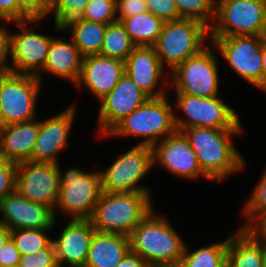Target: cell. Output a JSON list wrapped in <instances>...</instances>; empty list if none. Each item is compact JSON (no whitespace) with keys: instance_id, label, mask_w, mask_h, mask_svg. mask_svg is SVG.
Returning <instances> with one entry per match:
<instances>
[{"instance_id":"6da1fadb","label":"cell","mask_w":266,"mask_h":267,"mask_svg":"<svg viewBox=\"0 0 266 267\" xmlns=\"http://www.w3.org/2000/svg\"><path fill=\"white\" fill-rule=\"evenodd\" d=\"M243 129L190 127L181 132L195 152L200 168L210 181H221L244 168L242 155L232 145Z\"/></svg>"},{"instance_id":"7a4b0ae2","label":"cell","mask_w":266,"mask_h":267,"mask_svg":"<svg viewBox=\"0 0 266 267\" xmlns=\"http://www.w3.org/2000/svg\"><path fill=\"white\" fill-rule=\"evenodd\" d=\"M152 210L129 235L130 249L149 267H178L185 243L165 219Z\"/></svg>"},{"instance_id":"3957f363","label":"cell","mask_w":266,"mask_h":267,"mask_svg":"<svg viewBox=\"0 0 266 267\" xmlns=\"http://www.w3.org/2000/svg\"><path fill=\"white\" fill-rule=\"evenodd\" d=\"M152 206L150 192H102L89 220L96 231L129 236Z\"/></svg>"},{"instance_id":"277c9868","label":"cell","mask_w":266,"mask_h":267,"mask_svg":"<svg viewBox=\"0 0 266 267\" xmlns=\"http://www.w3.org/2000/svg\"><path fill=\"white\" fill-rule=\"evenodd\" d=\"M166 98V95L148 98L140 107L119 121L106 137L107 135L144 137L139 145L153 147L175 133L177 131L175 112Z\"/></svg>"},{"instance_id":"5b68a950","label":"cell","mask_w":266,"mask_h":267,"mask_svg":"<svg viewBox=\"0 0 266 267\" xmlns=\"http://www.w3.org/2000/svg\"><path fill=\"white\" fill-rule=\"evenodd\" d=\"M210 37L266 36V0H218Z\"/></svg>"},{"instance_id":"8992f818","label":"cell","mask_w":266,"mask_h":267,"mask_svg":"<svg viewBox=\"0 0 266 267\" xmlns=\"http://www.w3.org/2000/svg\"><path fill=\"white\" fill-rule=\"evenodd\" d=\"M207 36L209 28L196 20L166 21L154 47L162 65L166 63L172 71L206 48Z\"/></svg>"},{"instance_id":"52a82bcc","label":"cell","mask_w":266,"mask_h":267,"mask_svg":"<svg viewBox=\"0 0 266 267\" xmlns=\"http://www.w3.org/2000/svg\"><path fill=\"white\" fill-rule=\"evenodd\" d=\"M59 168L60 190L55 207L72 219L89 220L102 194L101 174L87 173L79 168H70L61 174Z\"/></svg>"},{"instance_id":"ba28073f","label":"cell","mask_w":266,"mask_h":267,"mask_svg":"<svg viewBox=\"0 0 266 267\" xmlns=\"http://www.w3.org/2000/svg\"><path fill=\"white\" fill-rule=\"evenodd\" d=\"M41 82L36 75L7 72L0 76V126L36 118Z\"/></svg>"},{"instance_id":"9c48e42d","label":"cell","mask_w":266,"mask_h":267,"mask_svg":"<svg viewBox=\"0 0 266 267\" xmlns=\"http://www.w3.org/2000/svg\"><path fill=\"white\" fill-rule=\"evenodd\" d=\"M187 117L183 120L175 115L177 131L190 127L216 129H242L238 114L219 96L199 97L189 94H176L174 102Z\"/></svg>"},{"instance_id":"30bf717a","label":"cell","mask_w":266,"mask_h":267,"mask_svg":"<svg viewBox=\"0 0 266 267\" xmlns=\"http://www.w3.org/2000/svg\"><path fill=\"white\" fill-rule=\"evenodd\" d=\"M217 58L207 45L200 53L189 57L171 71L172 81L167 85L175 87L177 94L199 97L219 96V71Z\"/></svg>"},{"instance_id":"8fae6325","label":"cell","mask_w":266,"mask_h":267,"mask_svg":"<svg viewBox=\"0 0 266 267\" xmlns=\"http://www.w3.org/2000/svg\"><path fill=\"white\" fill-rule=\"evenodd\" d=\"M153 166L152 147L137 144L117 158L106 171L100 172L102 191L150 192L137 184Z\"/></svg>"},{"instance_id":"7c38bea8","label":"cell","mask_w":266,"mask_h":267,"mask_svg":"<svg viewBox=\"0 0 266 267\" xmlns=\"http://www.w3.org/2000/svg\"><path fill=\"white\" fill-rule=\"evenodd\" d=\"M226 62L251 85L262 89V42L266 36L210 38Z\"/></svg>"},{"instance_id":"4fadbf2b","label":"cell","mask_w":266,"mask_h":267,"mask_svg":"<svg viewBox=\"0 0 266 267\" xmlns=\"http://www.w3.org/2000/svg\"><path fill=\"white\" fill-rule=\"evenodd\" d=\"M44 18H30L16 22L18 33L11 34V61L9 72L15 74L36 75L41 81L40 72L47 58L49 46L54 37L32 31L27 25L41 21ZM30 23V24H29ZM23 27V28H22ZM22 28V29H21ZM41 70H40V69Z\"/></svg>"},{"instance_id":"5bb4252c","label":"cell","mask_w":266,"mask_h":267,"mask_svg":"<svg viewBox=\"0 0 266 267\" xmlns=\"http://www.w3.org/2000/svg\"><path fill=\"white\" fill-rule=\"evenodd\" d=\"M15 190L55 211L60 190L58 163L22 162L16 167Z\"/></svg>"},{"instance_id":"9a60e30c","label":"cell","mask_w":266,"mask_h":267,"mask_svg":"<svg viewBox=\"0 0 266 267\" xmlns=\"http://www.w3.org/2000/svg\"><path fill=\"white\" fill-rule=\"evenodd\" d=\"M0 212V224L10 230L52 229L56 220L53 209L28 200L16 190L0 201Z\"/></svg>"},{"instance_id":"2e32d148","label":"cell","mask_w":266,"mask_h":267,"mask_svg":"<svg viewBox=\"0 0 266 267\" xmlns=\"http://www.w3.org/2000/svg\"><path fill=\"white\" fill-rule=\"evenodd\" d=\"M149 97L125 73L100 103L99 132L105 135L124 117L140 107Z\"/></svg>"},{"instance_id":"e0dca14e","label":"cell","mask_w":266,"mask_h":267,"mask_svg":"<svg viewBox=\"0 0 266 267\" xmlns=\"http://www.w3.org/2000/svg\"><path fill=\"white\" fill-rule=\"evenodd\" d=\"M153 165L161 164L173 175L196 179H208L202 172L197 156L185 135L176 131L152 147Z\"/></svg>"},{"instance_id":"ac0fdd59","label":"cell","mask_w":266,"mask_h":267,"mask_svg":"<svg viewBox=\"0 0 266 267\" xmlns=\"http://www.w3.org/2000/svg\"><path fill=\"white\" fill-rule=\"evenodd\" d=\"M75 105L53 118L40 121V130L29 162L58 163L57 155L67 147L75 117Z\"/></svg>"},{"instance_id":"d6986e66","label":"cell","mask_w":266,"mask_h":267,"mask_svg":"<svg viewBox=\"0 0 266 267\" xmlns=\"http://www.w3.org/2000/svg\"><path fill=\"white\" fill-rule=\"evenodd\" d=\"M125 74V62L100 54L83 57L77 87L85 86L101 101Z\"/></svg>"},{"instance_id":"ffe728a7","label":"cell","mask_w":266,"mask_h":267,"mask_svg":"<svg viewBox=\"0 0 266 267\" xmlns=\"http://www.w3.org/2000/svg\"><path fill=\"white\" fill-rule=\"evenodd\" d=\"M95 231L90 220L72 219L59 238L52 240L58 267L65 262L70 267H84Z\"/></svg>"},{"instance_id":"44dd1931","label":"cell","mask_w":266,"mask_h":267,"mask_svg":"<svg viewBox=\"0 0 266 267\" xmlns=\"http://www.w3.org/2000/svg\"><path fill=\"white\" fill-rule=\"evenodd\" d=\"M162 72L164 66L154 46H136L125 60V73L149 98L166 95L163 89L156 88Z\"/></svg>"},{"instance_id":"7402d4cb","label":"cell","mask_w":266,"mask_h":267,"mask_svg":"<svg viewBox=\"0 0 266 267\" xmlns=\"http://www.w3.org/2000/svg\"><path fill=\"white\" fill-rule=\"evenodd\" d=\"M40 121L0 126V148L4 160L19 164L29 162L38 138Z\"/></svg>"},{"instance_id":"603a6c76","label":"cell","mask_w":266,"mask_h":267,"mask_svg":"<svg viewBox=\"0 0 266 267\" xmlns=\"http://www.w3.org/2000/svg\"><path fill=\"white\" fill-rule=\"evenodd\" d=\"M130 250L129 236L95 231L84 267H116Z\"/></svg>"},{"instance_id":"cb8c5ba5","label":"cell","mask_w":266,"mask_h":267,"mask_svg":"<svg viewBox=\"0 0 266 267\" xmlns=\"http://www.w3.org/2000/svg\"><path fill=\"white\" fill-rule=\"evenodd\" d=\"M83 62V56L73 41H63V38H53L49 46L43 71L65 78L76 84Z\"/></svg>"},{"instance_id":"d4e9b609","label":"cell","mask_w":266,"mask_h":267,"mask_svg":"<svg viewBox=\"0 0 266 267\" xmlns=\"http://www.w3.org/2000/svg\"><path fill=\"white\" fill-rule=\"evenodd\" d=\"M229 237L228 267H265L266 244L252 239L241 228Z\"/></svg>"},{"instance_id":"484cf974","label":"cell","mask_w":266,"mask_h":267,"mask_svg":"<svg viewBox=\"0 0 266 267\" xmlns=\"http://www.w3.org/2000/svg\"><path fill=\"white\" fill-rule=\"evenodd\" d=\"M107 25L75 18L62 26L71 32L72 41L83 57L100 54Z\"/></svg>"},{"instance_id":"4316f807","label":"cell","mask_w":266,"mask_h":267,"mask_svg":"<svg viewBox=\"0 0 266 267\" xmlns=\"http://www.w3.org/2000/svg\"><path fill=\"white\" fill-rule=\"evenodd\" d=\"M120 22L136 46H154L165 23L151 12L123 18Z\"/></svg>"},{"instance_id":"83f0119b","label":"cell","mask_w":266,"mask_h":267,"mask_svg":"<svg viewBox=\"0 0 266 267\" xmlns=\"http://www.w3.org/2000/svg\"><path fill=\"white\" fill-rule=\"evenodd\" d=\"M229 238L220 243L188 252L185 245L183 256L178 267H225Z\"/></svg>"},{"instance_id":"f1b7e54d","label":"cell","mask_w":266,"mask_h":267,"mask_svg":"<svg viewBox=\"0 0 266 267\" xmlns=\"http://www.w3.org/2000/svg\"><path fill=\"white\" fill-rule=\"evenodd\" d=\"M135 47L120 21L107 24L100 55L125 62Z\"/></svg>"},{"instance_id":"f546056e","label":"cell","mask_w":266,"mask_h":267,"mask_svg":"<svg viewBox=\"0 0 266 267\" xmlns=\"http://www.w3.org/2000/svg\"><path fill=\"white\" fill-rule=\"evenodd\" d=\"M179 19L196 20L209 29L214 23L217 0H174ZM213 22V23H211Z\"/></svg>"},{"instance_id":"4dcf8cb0","label":"cell","mask_w":266,"mask_h":267,"mask_svg":"<svg viewBox=\"0 0 266 267\" xmlns=\"http://www.w3.org/2000/svg\"><path fill=\"white\" fill-rule=\"evenodd\" d=\"M51 229H15L11 230V238L22 255L36 253L46 249L52 239L44 232Z\"/></svg>"},{"instance_id":"1f68e13d","label":"cell","mask_w":266,"mask_h":267,"mask_svg":"<svg viewBox=\"0 0 266 267\" xmlns=\"http://www.w3.org/2000/svg\"><path fill=\"white\" fill-rule=\"evenodd\" d=\"M80 18L105 25L114 23L118 21L116 0H90Z\"/></svg>"},{"instance_id":"d6a6232c","label":"cell","mask_w":266,"mask_h":267,"mask_svg":"<svg viewBox=\"0 0 266 267\" xmlns=\"http://www.w3.org/2000/svg\"><path fill=\"white\" fill-rule=\"evenodd\" d=\"M90 0H55L52 11L55 14V27L60 32L68 21L81 17Z\"/></svg>"},{"instance_id":"836d02e7","label":"cell","mask_w":266,"mask_h":267,"mask_svg":"<svg viewBox=\"0 0 266 267\" xmlns=\"http://www.w3.org/2000/svg\"><path fill=\"white\" fill-rule=\"evenodd\" d=\"M266 210V169L255 189L250 194L242 215L245 216L246 222L256 213Z\"/></svg>"},{"instance_id":"e575fe53","label":"cell","mask_w":266,"mask_h":267,"mask_svg":"<svg viewBox=\"0 0 266 267\" xmlns=\"http://www.w3.org/2000/svg\"><path fill=\"white\" fill-rule=\"evenodd\" d=\"M19 267H58L53 243L44 250L22 255Z\"/></svg>"},{"instance_id":"d590c367","label":"cell","mask_w":266,"mask_h":267,"mask_svg":"<svg viewBox=\"0 0 266 267\" xmlns=\"http://www.w3.org/2000/svg\"><path fill=\"white\" fill-rule=\"evenodd\" d=\"M148 12L164 22L179 20V11L174 0H146Z\"/></svg>"},{"instance_id":"8d00e7d4","label":"cell","mask_w":266,"mask_h":267,"mask_svg":"<svg viewBox=\"0 0 266 267\" xmlns=\"http://www.w3.org/2000/svg\"><path fill=\"white\" fill-rule=\"evenodd\" d=\"M32 18L20 5L19 0H0V21L20 22Z\"/></svg>"},{"instance_id":"74e56055","label":"cell","mask_w":266,"mask_h":267,"mask_svg":"<svg viewBox=\"0 0 266 267\" xmlns=\"http://www.w3.org/2000/svg\"><path fill=\"white\" fill-rule=\"evenodd\" d=\"M241 229L255 241L266 244V210L256 212Z\"/></svg>"},{"instance_id":"f35d334b","label":"cell","mask_w":266,"mask_h":267,"mask_svg":"<svg viewBox=\"0 0 266 267\" xmlns=\"http://www.w3.org/2000/svg\"><path fill=\"white\" fill-rule=\"evenodd\" d=\"M17 164L4 160L0 164V201L15 191Z\"/></svg>"},{"instance_id":"ab89813d","label":"cell","mask_w":266,"mask_h":267,"mask_svg":"<svg viewBox=\"0 0 266 267\" xmlns=\"http://www.w3.org/2000/svg\"><path fill=\"white\" fill-rule=\"evenodd\" d=\"M148 12L146 0H116L117 20Z\"/></svg>"},{"instance_id":"60d3db41","label":"cell","mask_w":266,"mask_h":267,"mask_svg":"<svg viewBox=\"0 0 266 267\" xmlns=\"http://www.w3.org/2000/svg\"><path fill=\"white\" fill-rule=\"evenodd\" d=\"M21 7L32 18H45L52 12L55 0H19Z\"/></svg>"},{"instance_id":"b9f144b4","label":"cell","mask_w":266,"mask_h":267,"mask_svg":"<svg viewBox=\"0 0 266 267\" xmlns=\"http://www.w3.org/2000/svg\"><path fill=\"white\" fill-rule=\"evenodd\" d=\"M20 259L21 254L10 238L0 250V267H18Z\"/></svg>"},{"instance_id":"7bdbcfd3","label":"cell","mask_w":266,"mask_h":267,"mask_svg":"<svg viewBox=\"0 0 266 267\" xmlns=\"http://www.w3.org/2000/svg\"><path fill=\"white\" fill-rule=\"evenodd\" d=\"M11 34L5 27L0 26V70L3 73L9 72L10 64L6 61L11 56Z\"/></svg>"},{"instance_id":"ee69618b","label":"cell","mask_w":266,"mask_h":267,"mask_svg":"<svg viewBox=\"0 0 266 267\" xmlns=\"http://www.w3.org/2000/svg\"><path fill=\"white\" fill-rule=\"evenodd\" d=\"M116 267H149L146 261L131 250Z\"/></svg>"},{"instance_id":"f6af8a7d","label":"cell","mask_w":266,"mask_h":267,"mask_svg":"<svg viewBox=\"0 0 266 267\" xmlns=\"http://www.w3.org/2000/svg\"><path fill=\"white\" fill-rule=\"evenodd\" d=\"M262 90L266 92V39L262 42Z\"/></svg>"},{"instance_id":"bcb514c9","label":"cell","mask_w":266,"mask_h":267,"mask_svg":"<svg viewBox=\"0 0 266 267\" xmlns=\"http://www.w3.org/2000/svg\"><path fill=\"white\" fill-rule=\"evenodd\" d=\"M11 238V230L8 229L5 225L0 224V250Z\"/></svg>"},{"instance_id":"7dc6e473","label":"cell","mask_w":266,"mask_h":267,"mask_svg":"<svg viewBox=\"0 0 266 267\" xmlns=\"http://www.w3.org/2000/svg\"><path fill=\"white\" fill-rule=\"evenodd\" d=\"M4 161L3 155H2V150L0 148V164Z\"/></svg>"}]
</instances>
